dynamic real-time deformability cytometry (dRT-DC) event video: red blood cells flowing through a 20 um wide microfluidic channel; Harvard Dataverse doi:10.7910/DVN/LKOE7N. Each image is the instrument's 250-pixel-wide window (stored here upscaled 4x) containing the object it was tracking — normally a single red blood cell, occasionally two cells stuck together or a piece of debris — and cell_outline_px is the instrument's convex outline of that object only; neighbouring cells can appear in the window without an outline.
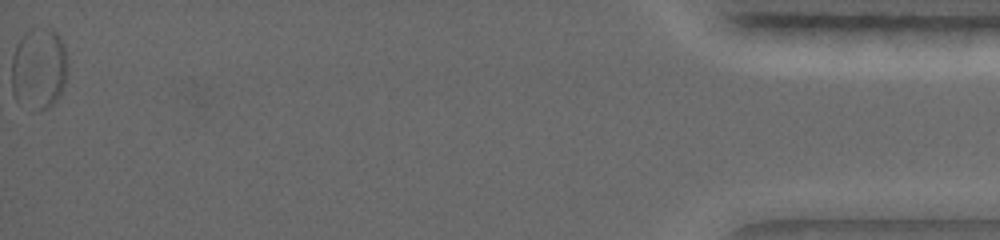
{"species": "common noctule bat (a hibernating species)", "species_latin": "Nyctalus noctula", "temperature_condition": "warm", "stored_images_in_passage": 32, "segment_of_instrument_passage": [2, 2], "camera_frame_rate_fps": 5000, "um_per_image_px": 0.085, "animal": {"sex": "female", "body_mass_g": 19.0, "forearm_length_mm": 56.7}, "frame": {"image": 1, "passage_image": 32, "time_ms": 11.0, "image_size_px": [1000, 240], "cell_outline_px": [[68, 64], [64, 84], [56, 100], [52, 104], [44, 108], [40, 108], [44, 28], [52, 28], [56, 32], [64, 44], [68, 60]], "centroid_in_image_um": [4.48, 5.74], "position_along_channel_um": 430.7, "area_um2": 11.5}}